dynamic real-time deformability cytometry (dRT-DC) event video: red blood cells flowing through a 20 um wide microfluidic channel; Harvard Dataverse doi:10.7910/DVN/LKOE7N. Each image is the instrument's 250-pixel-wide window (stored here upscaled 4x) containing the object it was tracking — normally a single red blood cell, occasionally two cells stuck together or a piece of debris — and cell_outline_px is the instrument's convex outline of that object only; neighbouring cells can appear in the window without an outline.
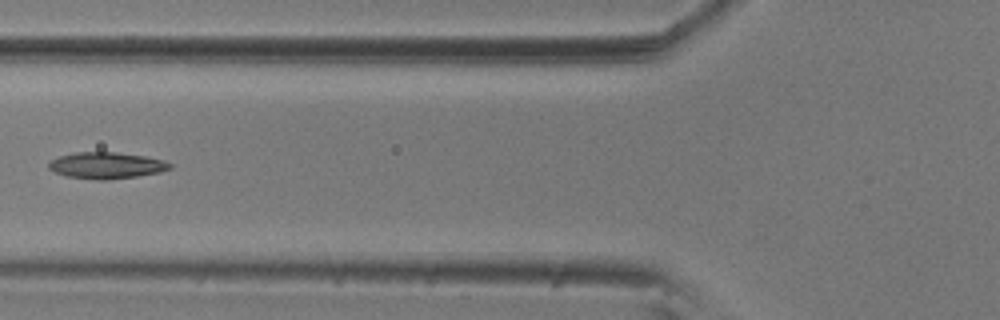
{"species": "common noctule bat (a hibernating species)", "species_latin": "Nyctalus noctula", "temperature_condition": "room temperature", "stored_images_in_passage": 6, "camera_frame_rate_fps": 3000, "um_per_image_px": 0.085, "animal": {"sex": "male", "body_mass_g": 20.5, "forearm_length_mm": 52.5}, "frame": {"image": 1, "passage_image": 6, "time_ms": 1.667, "image_size_px": [1000, 320], "cell_outline_px": [[172, 168], [160, 172], [136, 176], [104, 180], [96, 180], [64, 176], [48, 168], [48, 164], [52, 160], [60, 156], [76, 152], [116, 152], [144, 156], [164, 160], [172, 164]], "centroid_in_image_um": [9.05, 14.06], "position_along_channel_um": 116.7, "area_um2": 18.61}}